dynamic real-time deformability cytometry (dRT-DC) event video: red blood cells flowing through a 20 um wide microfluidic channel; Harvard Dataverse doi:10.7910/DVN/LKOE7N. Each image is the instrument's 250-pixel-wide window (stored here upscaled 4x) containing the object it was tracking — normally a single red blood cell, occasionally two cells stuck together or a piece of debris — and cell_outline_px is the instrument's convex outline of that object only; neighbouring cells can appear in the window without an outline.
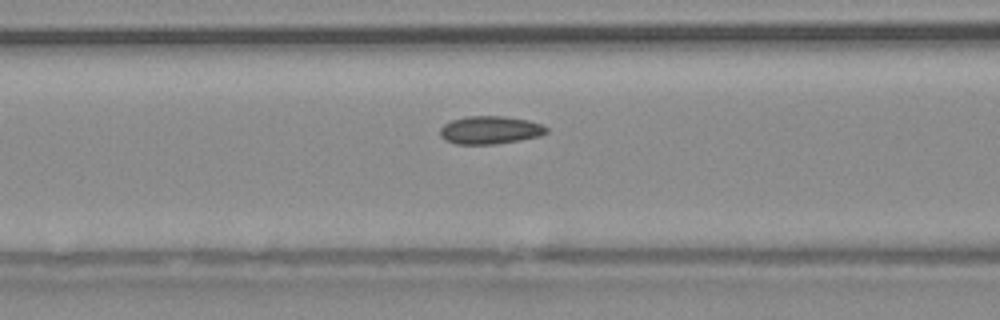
{"species": "common noctule bat (a hibernating species)", "species_latin": "Nyctalus noctula", "temperature_condition": "warm", "stored_images_in_passage": 16, "camera_frame_rate_fps": 3000, "um_per_image_px": 0.085, "animal": {"sex": "male", "body_mass_g": 20.4}, "frame": {"image": 1, "passage_image": 14, "time_ms": 4.333, "image_size_px": [1000, 320], "cell_outline_px": [[548, 132], [540, 136], [520, 140], [492, 144], [456, 144], [444, 140], [440, 136], [440, 128], [444, 124], [452, 120], [468, 116], [504, 116], [528, 120], [540, 124], [548, 128]], "centroid_in_image_um": [41.64, 11.05], "position_along_channel_um": 125.0, "area_um2": 17.34}}